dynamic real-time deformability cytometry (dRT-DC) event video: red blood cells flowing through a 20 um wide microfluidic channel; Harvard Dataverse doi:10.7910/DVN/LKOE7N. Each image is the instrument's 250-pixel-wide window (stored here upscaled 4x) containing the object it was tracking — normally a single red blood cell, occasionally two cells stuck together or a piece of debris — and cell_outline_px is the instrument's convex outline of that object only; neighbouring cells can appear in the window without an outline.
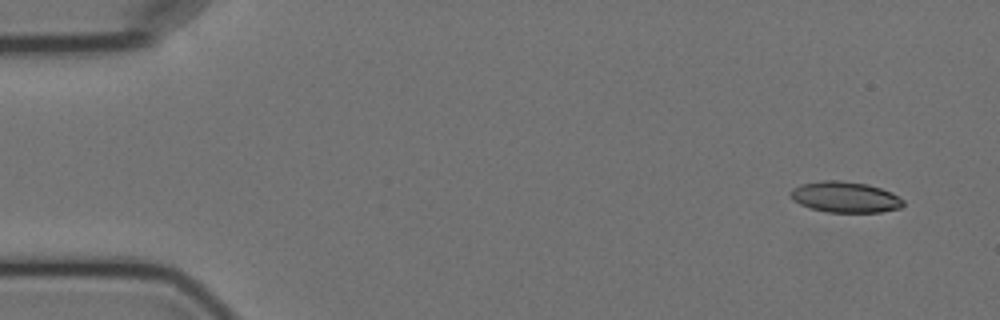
{"species": "Egyptian fruit bat (a non-hibernating species)", "species_latin": "Rousettus aegyptiacus", "temperature_condition": "cold", "stored_images_in_passage": 3, "camera_frame_rate_fps": 3000, "um_per_image_px": 0.085, "animal": {"sex": "female"}, "frame": {"image": 1, "passage_image": 3, "time_ms": 2.333, "image_size_px": [1000, 320], "cell_outline_px": [[904, 204], [900, 208], [880, 212], [828, 212], [808, 208], [792, 200], [788, 192], [792, 188], [800, 184], [820, 180], [840, 180], [868, 184], [892, 192], [904, 200]], "centroid_in_image_um": [71.8, 16.74], "position_along_channel_um": 13.2, "area_um2": 20.58}}